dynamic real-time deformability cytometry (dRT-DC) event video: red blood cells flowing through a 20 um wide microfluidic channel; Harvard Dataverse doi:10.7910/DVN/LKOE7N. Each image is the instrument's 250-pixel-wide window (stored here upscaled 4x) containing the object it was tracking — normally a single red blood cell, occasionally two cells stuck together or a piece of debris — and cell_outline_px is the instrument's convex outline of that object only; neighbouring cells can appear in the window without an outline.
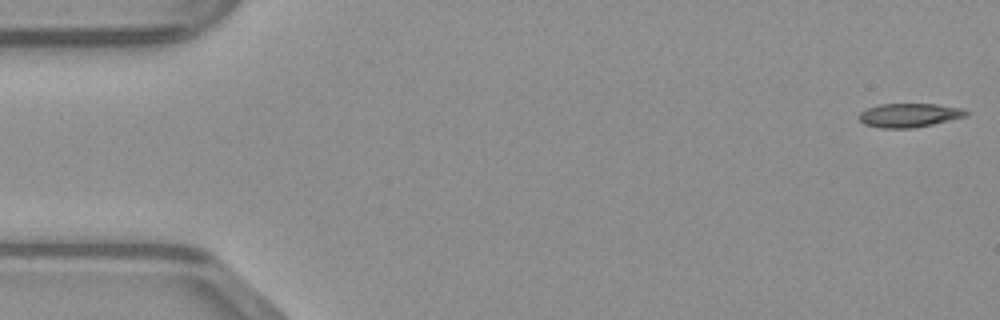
{"species": "common noctule bat (a hibernating species)", "species_latin": "Nyctalus noctula", "temperature_condition": "warm", "stored_images_in_passage": 48, "camera_frame_rate_fps": 3000, "um_per_image_px": 0.085, "animal": {"sex": "male", "body_mass_g": 23.1, "forearm_length_mm": 52.7}, "frame": {"image": 1, "passage_image": 1, "time_ms": 0.0, "image_size_px": [1000, 320], "cell_outline_px": [[972, 112], [968, 116], [932, 124], [912, 128], [880, 128], [864, 124], [856, 116], [860, 112], [868, 108], [880, 104], [936, 104], [964, 108]], "centroid_in_image_um": [77.32, 9.79], "position_along_channel_um": 7.7, "area_um2": 15.09}}
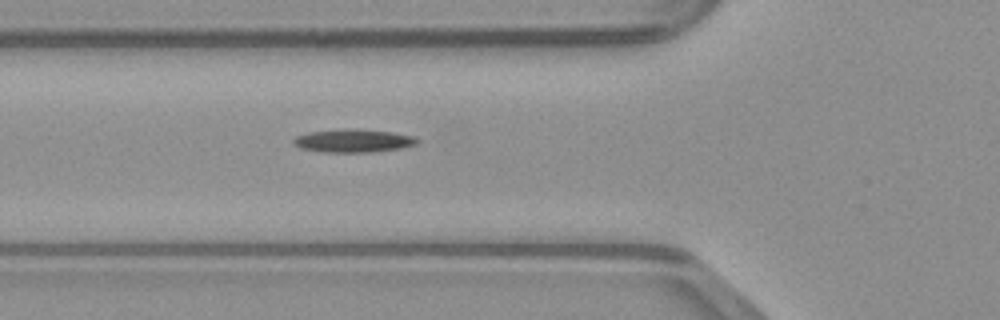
{"frame": {"image": 2, "passage_image": 17, "time_ms": 5.333, "image_size_px": [1000, 320], "cell_outline_px": [[420, 140], [416, 144], [400, 148], [368, 152], [324, 152], [300, 148], [292, 144], [292, 140], [296, 136], [308, 132], [340, 128], [348, 128], [392, 132], [416, 136]], "centroid_in_image_um": [30.0, 11.95], "position_along_channel_um": 95.8, "area_um2": 16.82}}
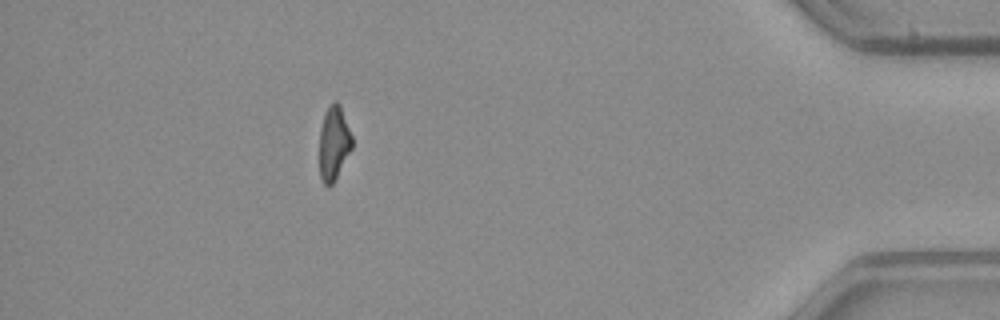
{"frame": {"image": 3, "passage_image": 43, "time_ms": 14.0, "image_size_px": [1000, 320], "cell_outline_px": [[352, 148], [332, 184], [324, 184], [320, 176], [320, 128], [324, 116], [328, 108], [336, 100], [340, 104], [352, 136]], "centroid_in_image_um": [28.38, 12.15], "position_along_channel_um": 406.8, "area_um2": 13.7}}